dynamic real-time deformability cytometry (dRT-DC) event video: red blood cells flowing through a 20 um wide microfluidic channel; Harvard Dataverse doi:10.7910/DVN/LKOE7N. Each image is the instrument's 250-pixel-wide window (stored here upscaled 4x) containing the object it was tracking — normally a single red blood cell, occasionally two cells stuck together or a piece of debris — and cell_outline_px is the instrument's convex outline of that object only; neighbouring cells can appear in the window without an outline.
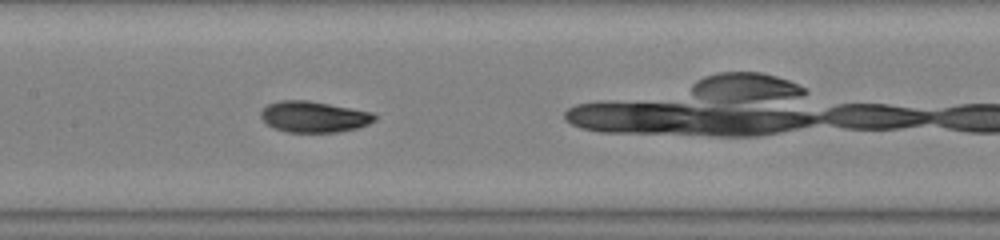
{"species": "common noctule bat (a hibernating species)", "species_latin": "Nyctalus noctula", "temperature_condition": "warm", "stored_images_in_passage": 18, "camera_frame_rate_fps": 3000, "um_per_image_px": 0.085, "animal": {"sex": "male", "body_mass_g": 19.0, "forearm_length_mm": 50.8}, "frame": {"image": 1, "passage_image": 8, "time_ms": 2.333, "image_size_px": [1000, 240], "cell_outline_px": [[376, 120], [368, 124], [356, 128], [336, 132], [288, 132], [276, 128], [268, 124], [260, 116], [260, 112], [268, 104], [280, 100], [308, 100], [372, 112], [376, 116]], "centroid_in_image_um": [26.68, 9.92], "position_along_channel_um": 180.7, "area_um2": 20.4}}